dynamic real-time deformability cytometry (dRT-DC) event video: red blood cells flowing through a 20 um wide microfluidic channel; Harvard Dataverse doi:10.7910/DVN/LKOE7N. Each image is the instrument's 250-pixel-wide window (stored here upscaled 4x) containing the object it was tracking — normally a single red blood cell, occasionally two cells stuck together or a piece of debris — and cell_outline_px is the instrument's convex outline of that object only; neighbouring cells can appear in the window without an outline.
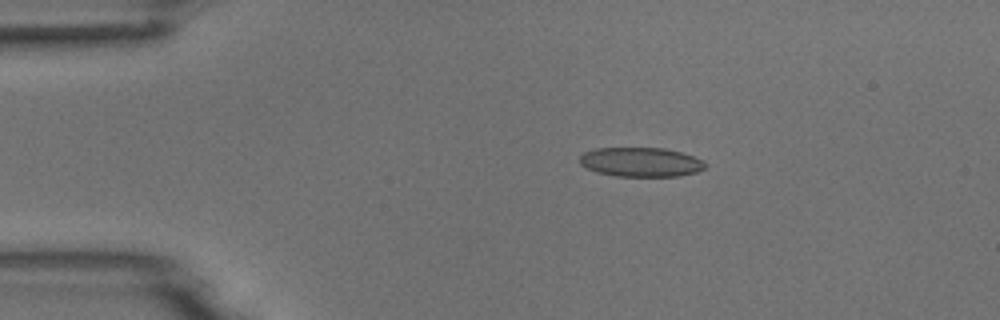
{"species": "common noctule bat (a hibernating species)", "species_latin": "Nyctalus noctula", "temperature_condition": "room temperature", "stored_images_in_passage": 8, "camera_frame_rate_fps": 3000, "um_per_image_px": 0.085, "animal": {"sex": "male", "body_mass_g": 18.8}, "frame": {"image": 1, "passage_image": 2, "time_ms": 1.333, "image_size_px": [1000, 320], "cell_outline_px": [[708, 164], [704, 168], [696, 172], [680, 176], [616, 176], [596, 172], [580, 164], [580, 156], [584, 152], [596, 148], [664, 148], [680, 152], [704, 160]], "centroid_in_image_um": [54.48, 13.78], "position_along_channel_um": 30.5, "area_um2": 21.44}}
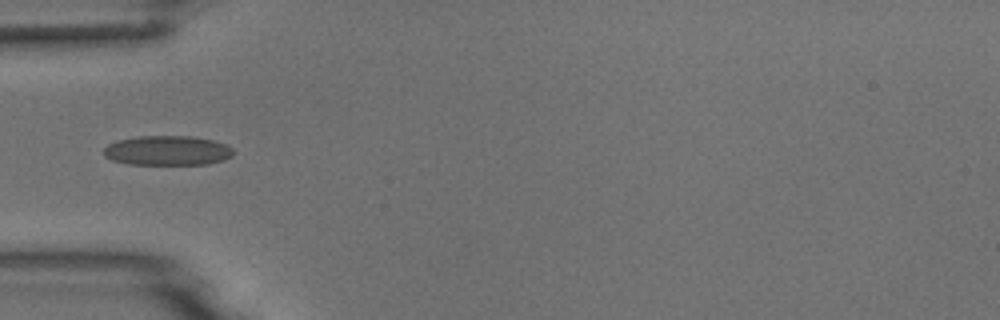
{"frame": {"image": 2, "passage_image": 4, "time_ms": 3.667, "image_size_px": [1000, 320], "cell_outline_px": [[232, 156], [224, 160], [208, 164], [128, 164], [112, 160], [104, 156], [104, 148], [108, 144], [116, 140], [136, 136], [192, 136], [212, 140], [224, 144], [232, 148]], "centroid_in_image_um": [14.2, 12.79], "position_along_channel_um": 70.8, "area_um2": 22.43}}